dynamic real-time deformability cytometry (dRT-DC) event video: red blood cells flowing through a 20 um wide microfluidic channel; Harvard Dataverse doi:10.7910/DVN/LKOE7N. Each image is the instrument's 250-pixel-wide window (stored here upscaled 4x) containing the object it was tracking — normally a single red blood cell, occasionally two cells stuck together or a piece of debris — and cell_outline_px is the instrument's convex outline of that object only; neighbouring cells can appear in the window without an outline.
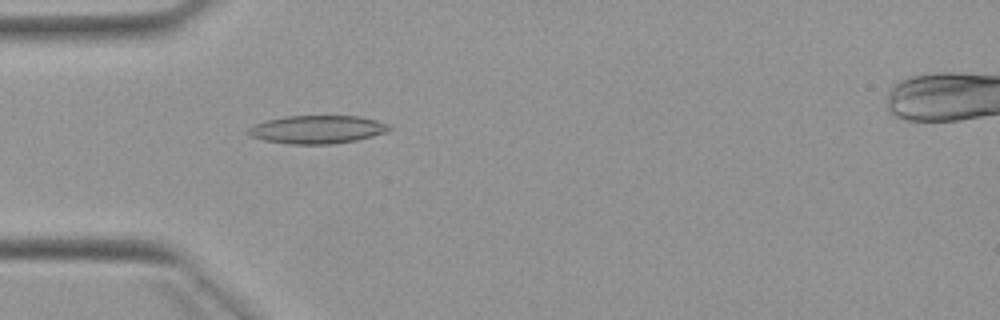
{"species": "Egyptian fruit bat (a non-hibernating species)", "species_latin": "Rousettus aegyptiacus", "temperature_condition": "warm", "stored_images_in_passage": 2, "camera_frame_rate_fps": 3000, "um_per_image_px": 0.085, "animal": {"sex": "female"}, "frame": {"image": 1, "passage_image": 2, "time_ms": 1.333, "image_size_px": [1000, 320], "cell_outline_px": [[392, 128], [388, 132], [356, 140], [332, 144], [288, 144], [264, 140], [248, 136], [244, 132], [248, 128], [256, 124], [268, 120], [284, 116], [360, 116], [376, 120], [388, 124]], "centroid_in_image_um": [26.94, 11.01], "position_along_channel_um": 58.1, "area_um2": 23.24}}